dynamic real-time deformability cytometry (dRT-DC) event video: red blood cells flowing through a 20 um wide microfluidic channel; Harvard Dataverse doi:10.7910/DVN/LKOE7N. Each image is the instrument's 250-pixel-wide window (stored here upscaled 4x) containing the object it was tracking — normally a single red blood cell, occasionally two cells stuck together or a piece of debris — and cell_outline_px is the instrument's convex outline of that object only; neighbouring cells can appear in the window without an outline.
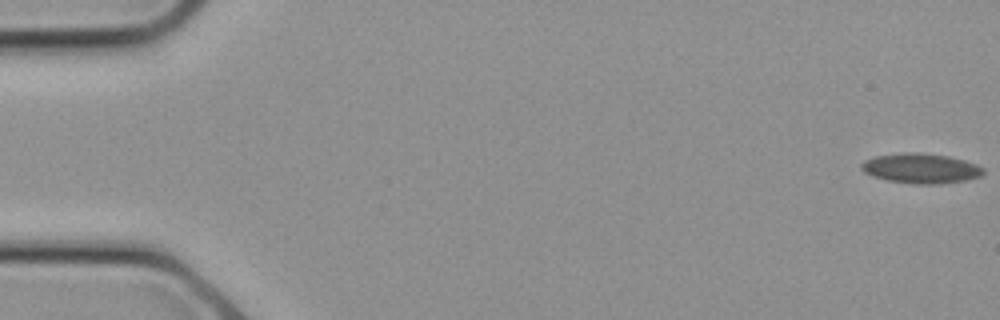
{"species": "common noctule bat (a hibernating species)", "species_latin": "Nyctalus noctula", "temperature_condition": "cold", "stored_images_in_passage": 12, "camera_frame_rate_fps": 3000, "um_per_image_px": 0.085, "animal": {"sex": "female", "body_mass_g": 21.9}, "frame": {"image": 1, "passage_image": 1, "time_ms": 0.0, "image_size_px": [1000, 320], "cell_outline_px": [[984, 172], [980, 176], [964, 180], [940, 184], [916, 184], [888, 180], [872, 176], [864, 172], [860, 168], [860, 164], [864, 160], [876, 156], [904, 152], [916, 152], [948, 156], [964, 160], [976, 164], [984, 168]], "centroid_in_image_um": [78.25, 14.31], "position_along_channel_um": 6.7, "area_um2": 21.21}}
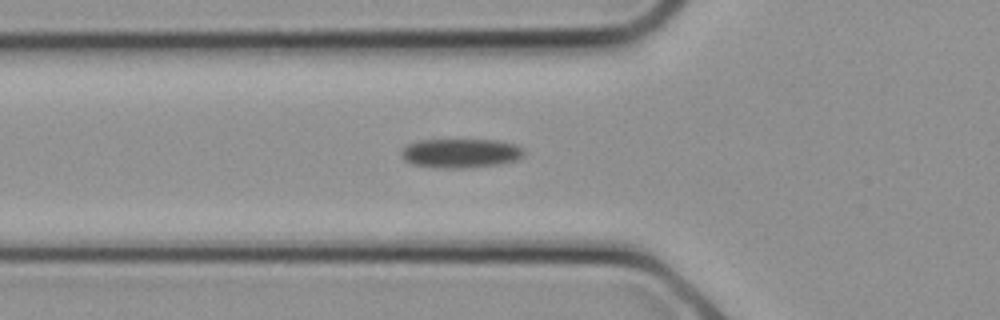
{"frame": {"image": 2, "passage_image": 10, "time_ms": 3.0, "image_size_px": [1000, 320], "cell_outline_px": [[524, 156], [516, 160], [496, 164], [460, 168], [444, 168], [412, 164], [404, 160], [400, 156], [400, 152], [408, 144], [416, 140], [500, 140], [516, 144], [524, 148]], "centroid_in_image_um": [39.15, 13.01], "position_along_channel_um": 86.6, "area_um2": 20.87}}
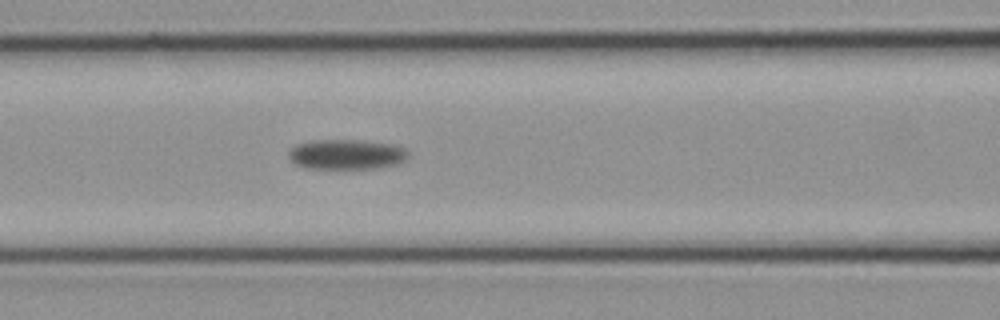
{"frame": {"image": 3, "passage_image": 12, "time_ms": 3.667, "image_size_px": [1000, 320], "cell_outline_px": [[408, 156], [404, 160], [396, 164], [376, 168], [304, 168], [296, 164], [288, 156], [288, 152], [296, 144], [312, 140], [360, 140], [396, 144], [404, 148], [408, 152]], "centroid_in_image_um": [29.45, 13.11], "position_along_channel_um": 137.1, "area_um2": 20.92}}